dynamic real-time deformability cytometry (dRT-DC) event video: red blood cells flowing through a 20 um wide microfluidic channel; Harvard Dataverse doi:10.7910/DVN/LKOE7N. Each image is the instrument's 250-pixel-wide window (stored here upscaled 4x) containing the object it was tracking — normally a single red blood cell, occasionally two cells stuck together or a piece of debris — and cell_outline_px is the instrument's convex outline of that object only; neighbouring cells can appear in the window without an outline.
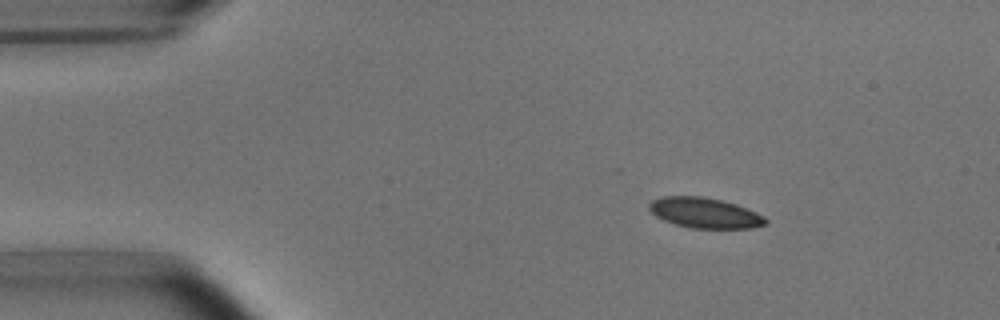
{"species": "common noctule bat (a hibernating species)", "species_latin": "Nyctalus noctula", "temperature_condition": "room temperature", "stored_images_in_passage": 3, "camera_frame_rate_fps": 3000, "um_per_image_px": 0.085, "animal": {"sex": "male", "body_mass_g": 15.6}, "frame": {"image": 1, "passage_image": 1, "time_ms": 0.0, "image_size_px": [1000, 320], "cell_outline_px": [[768, 224], [752, 228], [692, 228], [676, 224], [664, 220], [656, 216], [648, 208], [648, 204], [652, 200], [664, 196], [704, 196], [736, 204], [756, 212], [764, 216], [768, 220]], "centroid_in_image_um": [59.92, 18.09], "position_along_channel_um": 25.1, "area_um2": 20.58}}